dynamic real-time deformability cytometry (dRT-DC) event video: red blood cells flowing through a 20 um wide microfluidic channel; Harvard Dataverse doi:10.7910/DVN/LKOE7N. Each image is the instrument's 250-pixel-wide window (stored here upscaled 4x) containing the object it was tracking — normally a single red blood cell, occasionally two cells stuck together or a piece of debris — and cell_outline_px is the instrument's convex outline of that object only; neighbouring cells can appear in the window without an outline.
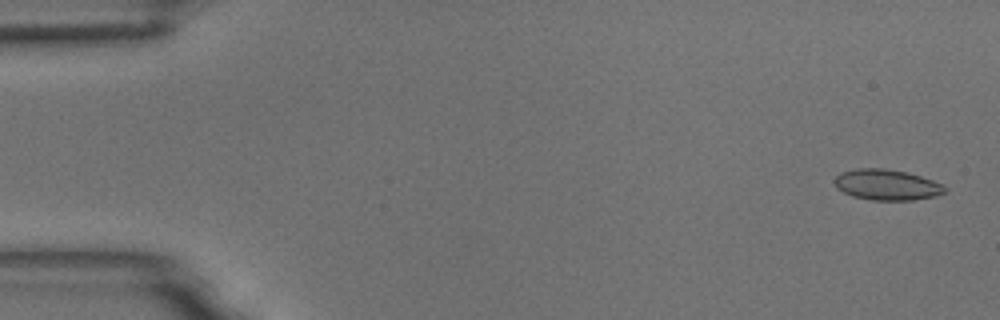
{"species": "common noctule bat (a hibernating species)", "species_latin": "Nyctalus noctula", "temperature_condition": "room temperature", "stored_images_in_passage": 57, "camera_frame_rate_fps": 3000, "um_per_image_px": 0.085, "animal": {"sex": "male", "body_mass_g": 18.8}, "frame": {"image": 1, "passage_image": 2, "time_ms": 0.333, "image_size_px": [1000, 320], "cell_outline_px": [[948, 188], [944, 192], [936, 196], [912, 200], [872, 200], [852, 196], [836, 188], [832, 180], [840, 172], [856, 168], [884, 168], [904, 172], [920, 176], [944, 184]], "centroid_in_image_um": [75.35, 15.7], "position_along_channel_um": 9.6, "area_um2": 19.88}}
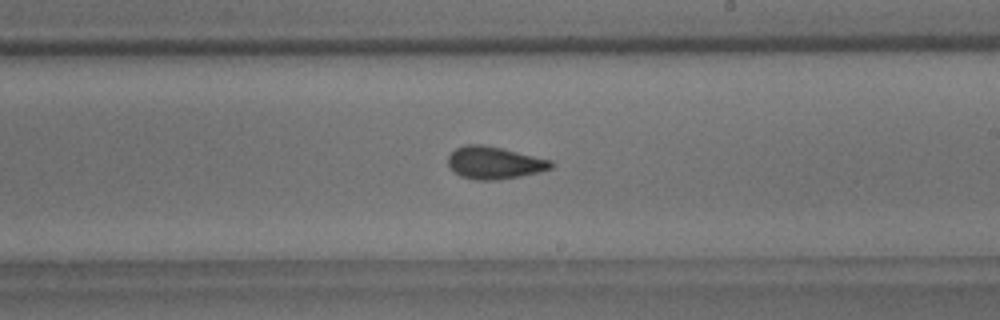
{"frame": {"image": 2, "passage_image": 33, "time_ms": 10.667, "image_size_px": [1000, 320], "cell_outline_px": [[556, 164], [552, 168], [540, 172], [520, 176], [496, 180], [476, 180], [460, 176], [448, 164], [448, 156], [456, 148], [464, 144], [480, 144], [500, 148], [552, 160]], "centroid_in_image_um": [42.04, 13.84], "position_along_channel_um": 247.0, "area_um2": 19.36}}
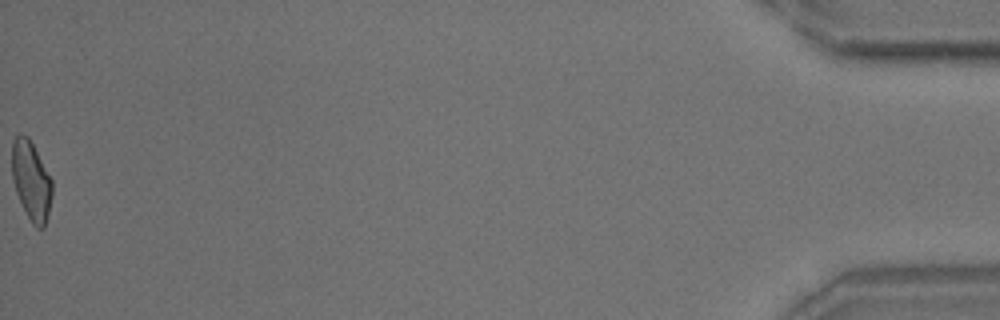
{"frame": {"image": 3, "passage_image": 57, "time_ms": 18.667, "image_size_px": [1000, 320], "cell_outline_px": [[52, 196], [44, 228], [36, 228], [32, 224], [16, 192], [12, 176], [12, 140], [20, 132], [28, 136], [52, 180]], "centroid_in_image_um": [2.64, 15.33], "position_along_channel_um": 432.6, "area_um2": 18.32}, "authors_computed_cell_mechanics": {"area_um2": 19.2474, "velocity_mm_per_s": 3.5697, "shape_relaxation_time_tau1_ms": 7.1441, "shape_relaxation_time_tau2_ms": 1.8443, "deformation_change_tau1": 0.13, "deformation_change_tau2": 0.0697}}